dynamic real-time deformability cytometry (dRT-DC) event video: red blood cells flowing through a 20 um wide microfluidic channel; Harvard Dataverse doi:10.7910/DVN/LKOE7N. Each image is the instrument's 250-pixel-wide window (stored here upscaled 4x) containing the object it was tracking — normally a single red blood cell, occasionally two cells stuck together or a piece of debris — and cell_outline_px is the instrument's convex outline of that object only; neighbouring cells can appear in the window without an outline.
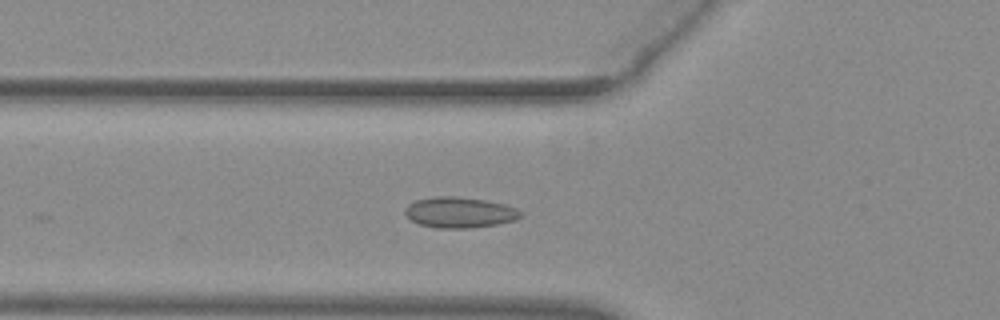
{"species": "common noctule bat (a hibernating species)", "species_latin": "Nyctalus noctula", "temperature_condition": "warm", "stored_images_in_passage": 34, "camera_frame_rate_fps": 3000, "um_per_image_px": 0.085, "animal": {"sex": "female", "body_mass_g": 29.2, "forearm_length_mm": 56.3}, "frame": {"image": 1, "passage_image": 12, "time_ms": 3.667, "image_size_px": [1000, 320], "cell_outline_px": [[524, 216], [516, 220], [496, 224], [472, 228], [436, 228], [420, 224], [412, 220], [404, 212], [404, 208], [408, 204], [416, 200], [436, 196], [456, 196], [484, 200], [504, 204], [516, 208], [524, 212]], "centroid_in_image_um": [39.1, 18.05], "position_along_channel_um": 86.7, "area_um2": 20.81}}
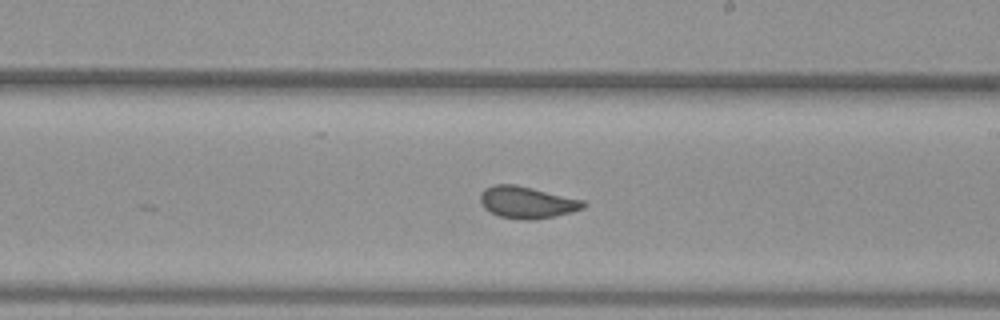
{"frame": {"image": 2, "passage_image": 24, "time_ms": 7.667, "image_size_px": [1000, 320], "cell_outline_px": [[588, 204], [584, 208], [572, 212], [532, 220], [528, 220], [500, 216], [484, 208], [480, 200], [480, 196], [484, 188], [496, 184], [516, 184], [584, 200]], "centroid_in_image_um": [44.82, 17.18], "position_along_channel_um": 244.2, "area_um2": 19.02}}
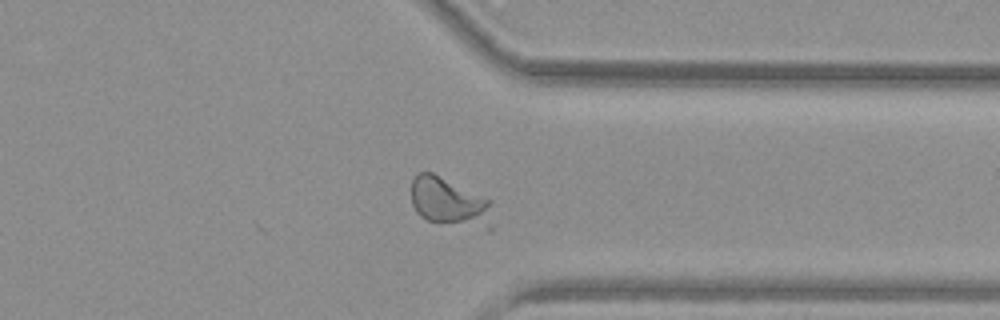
{"frame": {"image": 3, "passage_image": 34, "time_ms": 11.0, "image_size_px": [1000, 320], "cell_outline_px": [[492, 200], [480, 212], [472, 216], [460, 220], [440, 224], [428, 220], [420, 216], [416, 212], [412, 204], [412, 180], [420, 172], [432, 172]], "centroid_in_image_um": [37.78, 16.93], "position_along_channel_um": 373.6, "area_um2": 19.54}, "authors_computed_cell_mechanics": {"area_um2": 19.0451, "velocity_mm_per_s": 3.9256, "shape_relaxation_time_tau1_ms": null, "shape_relaxation_time_tau2_ms": 0.8705, "deformation_change_tau1": null, "deformation_change_tau2": 0.0467}}